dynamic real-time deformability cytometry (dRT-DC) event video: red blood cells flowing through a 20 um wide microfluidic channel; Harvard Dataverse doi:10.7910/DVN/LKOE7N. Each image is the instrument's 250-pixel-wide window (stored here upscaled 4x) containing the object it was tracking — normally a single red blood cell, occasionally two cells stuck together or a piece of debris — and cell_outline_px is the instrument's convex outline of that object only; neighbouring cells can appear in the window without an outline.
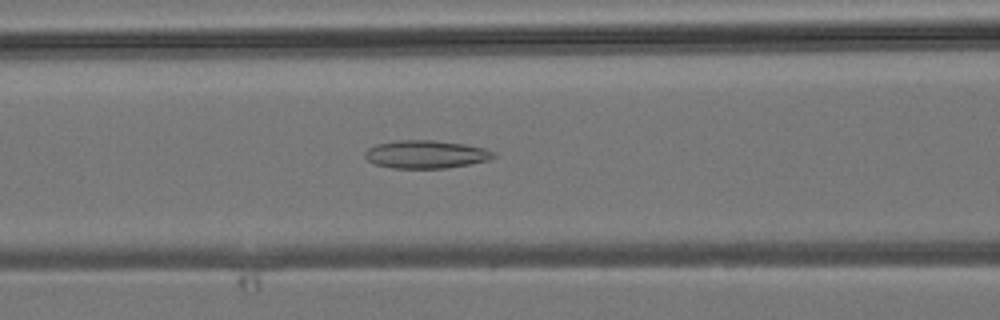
{"species": "common noctule bat (a hibernating species)", "species_latin": "Nyctalus noctula", "temperature_condition": "room temperature", "stored_images_in_passage": 26, "camera_frame_rate_fps": 3000, "um_per_image_px": 0.085, "animal": {"sex": "male", "body_mass_g": 19.2, "forearm_length_mm": 51.8}, "frame": {"image": 1, "passage_image": 16, "time_ms": 5.0, "image_size_px": [1000, 320], "cell_outline_px": [[496, 156], [488, 160], [448, 168], [392, 168], [376, 164], [368, 160], [364, 156], [364, 152], [368, 148], [376, 144], [396, 140], [436, 140], [464, 144], [484, 148], [496, 152]], "centroid_in_image_um": [36.2, 13.11], "position_along_channel_um": 130.4, "area_um2": 21.04}}
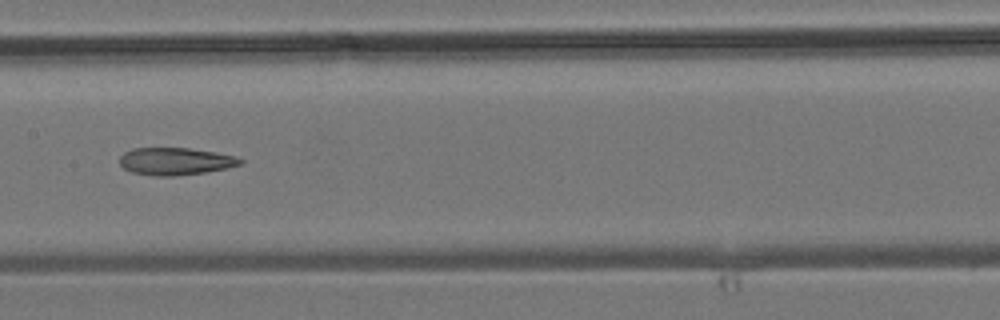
{"frame": {"image": 2, "passage_image": 20, "time_ms": 6.333, "image_size_px": [1000, 320], "cell_outline_px": [[244, 160], [240, 164], [228, 168], [204, 172], [172, 176], [156, 176], [132, 172], [124, 168], [120, 164], [120, 156], [124, 152], [132, 148], [188, 148], [216, 152], [236, 156]], "centroid_in_image_um": [14.91, 13.7], "position_along_channel_um": 192.5, "area_um2": 19.19}}
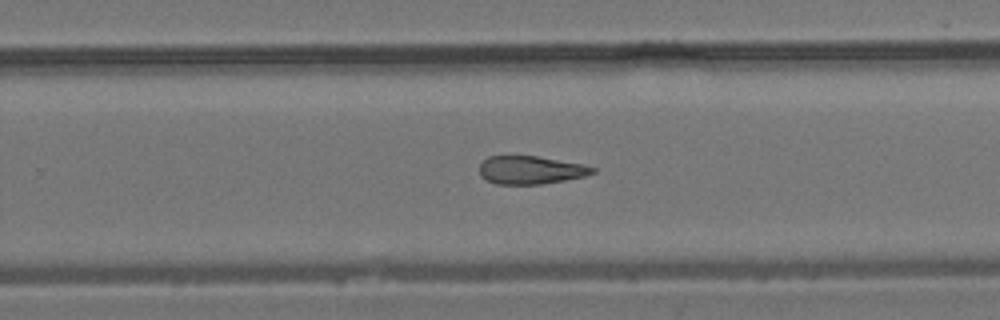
{"frame": {"image": 3, "passage_image": 26, "time_ms": 8.333, "image_size_px": [1000, 320], "cell_outline_px": [[596, 172], [584, 176], [564, 180], [540, 184], [496, 184], [480, 176], [480, 164], [488, 156], [536, 156], [584, 164], [596, 168]], "centroid_in_image_um": [45.11, 14.45], "position_along_channel_um": 284.7, "area_um2": 18.44}}